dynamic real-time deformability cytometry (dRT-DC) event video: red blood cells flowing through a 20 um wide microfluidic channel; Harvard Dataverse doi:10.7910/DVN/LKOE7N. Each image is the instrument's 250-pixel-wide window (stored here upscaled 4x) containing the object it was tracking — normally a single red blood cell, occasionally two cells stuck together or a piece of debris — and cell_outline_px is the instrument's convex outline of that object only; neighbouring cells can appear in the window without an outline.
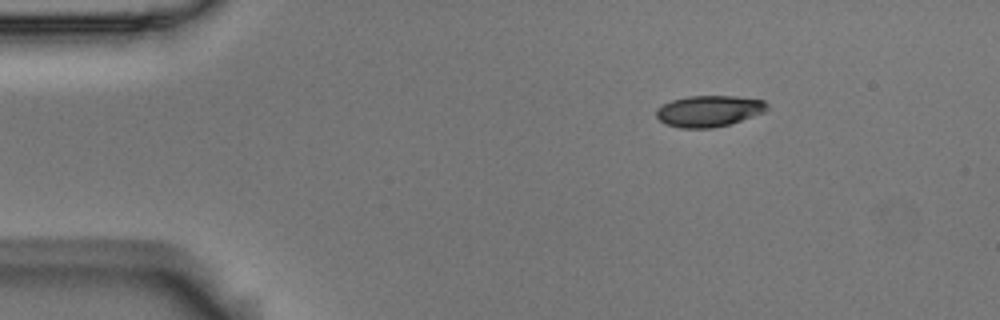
{"species": "Egyptian fruit bat (a non-hibernating species)", "species_latin": "Rousettus aegyptiacus", "temperature_condition": "room temperature", "stored_images_in_passage": 48, "camera_frame_rate_fps": 3000, "um_per_image_px": 0.085, "animal": {"sex": "male"}, "frame": {"image": 1, "passage_image": 1, "time_ms": 0.0, "image_size_px": [1000, 320], "cell_outline_px": [[768, 108], [764, 112], [728, 124], [712, 128], [680, 128], [664, 124], [656, 116], [656, 108], [672, 100], [688, 96], [736, 96], [764, 100], [768, 104]], "centroid_in_image_um": [60.24, 9.43], "position_along_channel_um": 24.8, "area_um2": 20.11}}
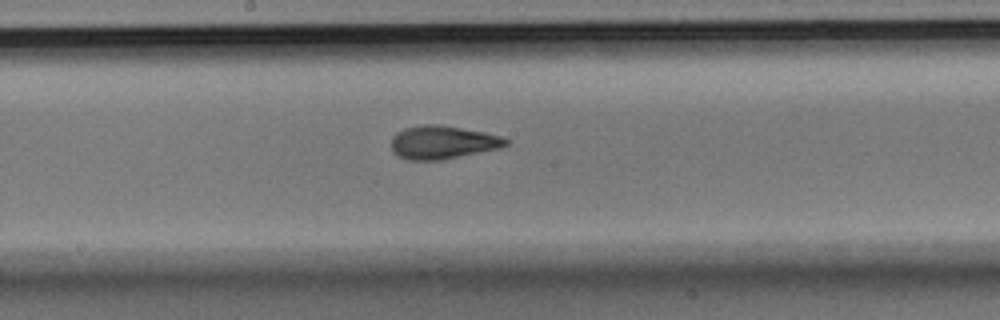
{"frame": {"image": 2, "passage_image": 22, "time_ms": 7.0, "image_size_px": [1000, 320], "cell_outline_px": [[508, 144], [500, 148], [440, 160], [408, 160], [392, 152], [392, 136], [396, 132], [404, 128], [424, 124], [440, 124], [484, 132], [500, 136], [508, 140]], "centroid_in_image_um": [37.6, 12.09], "position_along_channel_um": 210.6, "area_um2": 22.14}}
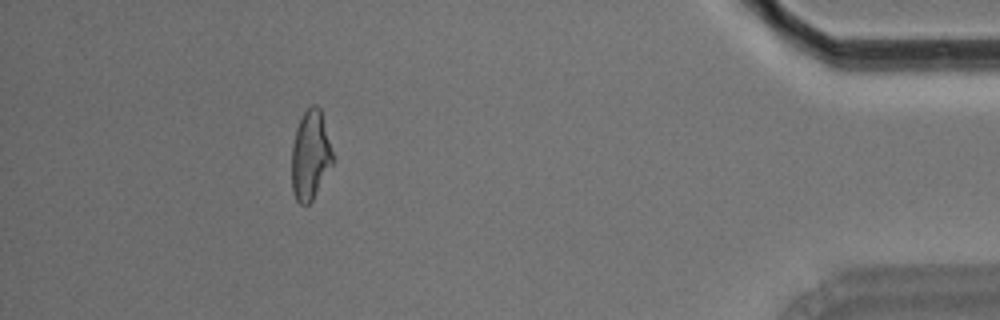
{"frame": {"image": 3, "passage_image": 43, "time_ms": 14.0, "image_size_px": [1000, 320], "cell_outline_px": [[332, 164], [312, 200], [308, 204], [300, 204], [296, 200], [292, 192], [292, 144], [296, 128], [304, 112], [312, 104], [316, 104], [320, 108], [332, 152]], "centroid_in_image_um": [26.35, 13.2], "position_along_channel_um": 408.8, "area_um2": 20.98}, "authors_computed_cell_mechanics": {"area_um2": 21.5305, "velocity_mm_per_s": 3.6048, "shape_relaxation_time_tau1_ms": 4.3339, "shape_relaxation_time_tau2_ms": 1.9918, "deformation_change_tau1": 0.1491, "deformation_change_tau2": 0.0727}}